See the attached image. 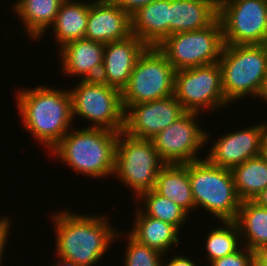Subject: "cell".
I'll return each mask as SVG.
<instances>
[{
    "label": "cell",
    "instance_id": "13",
    "mask_svg": "<svg viewBox=\"0 0 267 266\" xmlns=\"http://www.w3.org/2000/svg\"><path fill=\"white\" fill-rule=\"evenodd\" d=\"M187 111L174 95L139 104L125 110L124 132L140 139H152Z\"/></svg>",
    "mask_w": 267,
    "mask_h": 266
},
{
    "label": "cell",
    "instance_id": "19",
    "mask_svg": "<svg viewBox=\"0 0 267 266\" xmlns=\"http://www.w3.org/2000/svg\"><path fill=\"white\" fill-rule=\"evenodd\" d=\"M132 35L148 47H157L169 36V0H155L131 15Z\"/></svg>",
    "mask_w": 267,
    "mask_h": 266
},
{
    "label": "cell",
    "instance_id": "16",
    "mask_svg": "<svg viewBox=\"0 0 267 266\" xmlns=\"http://www.w3.org/2000/svg\"><path fill=\"white\" fill-rule=\"evenodd\" d=\"M147 47L134 35L105 44L103 68L98 80L122 91L129 81L139 56Z\"/></svg>",
    "mask_w": 267,
    "mask_h": 266
},
{
    "label": "cell",
    "instance_id": "22",
    "mask_svg": "<svg viewBox=\"0 0 267 266\" xmlns=\"http://www.w3.org/2000/svg\"><path fill=\"white\" fill-rule=\"evenodd\" d=\"M88 2L85 3L84 0L62 2L52 27H49L53 28L59 49L71 41L85 38L91 1Z\"/></svg>",
    "mask_w": 267,
    "mask_h": 266
},
{
    "label": "cell",
    "instance_id": "28",
    "mask_svg": "<svg viewBox=\"0 0 267 266\" xmlns=\"http://www.w3.org/2000/svg\"><path fill=\"white\" fill-rule=\"evenodd\" d=\"M127 234L128 241L126 242L124 253V266H163L162 258H164V254L154 248L139 243L129 233Z\"/></svg>",
    "mask_w": 267,
    "mask_h": 266
},
{
    "label": "cell",
    "instance_id": "32",
    "mask_svg": "<svg viewBox=\"0 0 267 266\" xmlns=\"http://www.w3.org/2000/svg\"><path fill=\"white\" fill-rule=\"evenodd\" d=\"M163 266H198V265L187 256L177 255L175 257H172V259H170L167 264L163 263Z\"/></svg>",
    "mask_w": 267,
    "mask_h": 266
},
{
    "label": "cell",
    "instance_id": "1",
    "mask_svg": "<svg viewBox=\"0 0 267 266\" xmlns=\"http://www.w3.org/2000/svg\"><path fill=\"white\" fill-rule=\"evenodd\" d=\"M56 237V255L81 266H93L102 260L121 233L111 226L109 216L80 215L69 210L52 214Z\"/></svg>",
    "mask_w": 267,
    "mask_h": 266
},
{
    "label": "cell",
    "instance_id": "2",
    "mask_svg": "<svg viewBox=\"0 0 267 266\" xmlns=\"http://www.w3.org/2000/svg\"><path fill=\"white\" fill-rule=\"evenodd\" d=\"M16 97L17 109L25 131L50 152L72 128V107L69 90L45 85L24 88Z\"/></svg>",
    "mask_w": 267,
    "mask_h": 266
},
{
    "label": "cell",
    "instance_id": "12",
    "mask_svg": "<svg viewBox=\"0 0 267 266\" xmlns=\"http://www.w3.org/2000/svg\"><path fill=\"white\" fill-rule=\"evenodd\" d=\"M198 114L186 112L151 139L166 164H186L201 159L197 154L210 135L199 127Z\"/></svg>",
    "mask_w": 267,
    "mask_h": 266
},
{
    "label": "cell",
    "instance_id": "15",
    "mask_svg": "<svg viewBox=\"0 0 267 266\" xmlns=\"http://www.w3.org/2000/svg\"><path fill=\"white\" fill-rule=\"evenodd\" d=\"M132 35L131 16L113 0H93L89 5L85 38L107 44Z\"/></svg>",
    "mask_w": 267,
    "mask_h": 266
},
{
    "label": "cell",
    "instance_id": "14",
    "mask_svg": "<svg viewBox=\"0 0 267 266\" xmlns=\"http://www.w3.org/2000/svg\"><path fill=\"white\" fill-rule=\"evenodd\" d=\"M267 123L235 130L217 138L206 158L218 167L232 170L248 159L264 153V134Z\"/></svg>",
    "mask_w": 267,
    "mask_h": 266
},
{
    "label": "cell",
    "instance_id": "31",
    "mask_svg": "<svg viewBox=\"0 0 267 266\" xmlns=\"http://www.w3.org/2000/svg\"><path fill=\"white\" fill-rule=\"evenodd\" d=\"M113 1L131 16L139 8L146 6L147 4L155 0H113Z\"/></svg>",
    "mask_w": 267,
    "mask_h": 266
},
{
    "label": "cell",
    "instance_id": "26",
    "mask_svg": "<svg viewBox=\"0 0 267 266\" xmlns=\"http://www.w3.org/2000/svg\"><path fill=\"white\" fill-rule=\"evenodd\" d=\"M136 201L143 206L137 204L145 215L170 223L179 230L187 221L188 213L182 207L159 195L154 189L141 193Z\"/></svg>",
    "mask_w": 267,
    "mask_h": 266
},
{
    "label": "cell",
    "instance_id": "4",
    "mask_svg": "<svg viewBox=\"0 0 267 266\" xmlns=\"http://www.w3.org/2000/svg\"><path fill=\"white\" fill-rule=\"evenodd\" d=\"M218 63L229 104L259 96L267 72V44L224 45Z\"/></svg>",
    "mask_w": 267,
    "mask_h": 266
},
{
    "label": "cell",
    "instance_id": "33",
    "mask_svg": "<svg viewBox=\"0 0 267 266\" xmlns=\"http://www.w3.org/2000/svg\"><path fill=\"white\" fill-rule=\"evenodd\" d=\"M250 266H267V254L255 253L251 260Z\"/></svg>",
    "mask_w": 267,
    "mask_h": 266
},
{
    "label": "cell",
    "instance_id": "5",
    "mask_svg": "<svg viewBox=\"0 0 267 266\" xmlns=\"http://www.w3.org/2000/svg\"><path fill=\"white\" fill-rule=\"evenodd\" d=\"M189 180L195 209L202 207L222 221H235L242 200L230 169L212 164L206 157L189 163Z\"/></svg>",
    "mask_w": 267,
    "mask_h": 266
},
{
    "label": "cell",
    "instance_id": "11",
    "mask_svg": "<svg viewBox=\"0 0 267 266\" xmlns=\"http://www.w3.org/2000/svg\"><path fill=\"white\" fill-rule=\"evenodd\" d=\"M174 96L187 112L226 107L219 63L177 70Z\"/></svg>",
    "mask_w": 267,
    "mask_h": 266
},
{
    "label": "cell",
    "instance_id": "34",
    "mask_svg": "<svg viewBox=\"0 0 267 266\" xmlns=\"http://www.w3.org/2000/svg\"><path fill=\"white\" fill-rule=\"evenodd\" d=\"M253 201L267 209V187Z\"/></svg>",
    "mask_w": 267,
    "mask_h": 266
},
{
    "label": "cell",
    "instance_id": "30",
    "mask_svg": "<svg viewBox=\"0 0 267 266\" xmlns=\"http://www.w3.org/2000/svg\"><path fill=\"white\" fill-rule=\"evenodd\" d=\"M11 220L8 217H0V266L2 265V257H3V253L5 250V246H6V242H7V238H9L8 236L10 235V226L11 225Z\"/></svg>",
    "mask_w": 267,
    "mask_h": 266
},
{
    "label": "cell",
    "instance_id": "29",
    "mask_svg": "<svg viewBox=\"0 0 267 266\" xmlns=\"http://www.w3.org/2000/svg\"><path fill=\"white\" fill-rule=\"evenodd\" d=\"M256 252L242 247L236 252L226 255L222 258L216 259L209 263L210 266H250L253 255Z\"/></svg>",
    "mask_w": 267,
    "mask_h": 266
},
{
    "label": "cell",
    "instance_id": "27",
    "mask_svg": "<svg viewBox=\"0 0 267 266\" xmlns=\"http://www.w3.org/2000/svg\"><path fill=\"white\" fill-rule=\"evenodd\" d=\"M223 227L213 228L205 237L207 260L214 261L232 254L241 248L240 231L235 221H222Z\"/></svg>",
    "mask_w": 267,
    "mask_h": 266
},
{
    "label": "cell",
    "instance_id": "3",
    "mask_svg": "<svg viewBox=\"0 0 267 266\" xmlns=\"http://www.w3.org/2000/svg\"><path fill=\"white\" fill-rule=\"evenodd\" d=\"M74 129L69 130L49 154L77 174L102 179L113 176L119 132L93 127Z\"/></svg>",
    "mask_w": 267,
    "mask_h": 266
},
{
    "label": "cell",
    "instance_id": "37",
    "mask_svg": "<svg viewBox=\"0 0 267 266\" xmlns=\"http://www.w3.org/2000/svg\"><path fill=\"white\" fill-rule=\"evenodd\" d=\"M264 154L267 156V127L264 134Z\"/></svg>",
    "mask_w": 267,
    "mask_h": 266
},
{
    "label": "cell",
    "instance_id": "18",
    "mask_svg": "<svg viewBox=\"0 0 267 266\" xmlns=\"http://www.w3.org/2000/svg\"><path fill=\"white\" fill-rule=\"evenodd\" d=\"M217 18L216 0H169V35L206 28Z\"/></svg>",
    "mask_w": 267,
    "mask_h": 266
},
{
    "label": "cell",
    "instance_id": "9",
    "mask_svg": "<svg viewBox=\"0 0 267 266\" xmlns=\"http://www.w3.org/2000/svg\"><path fill=\"white\" fill-rule=\"evenodd\" d=\"M224 46L219 18L206 28L169 35L157 48L174 69L218 63Z\"/></svg>",
    "mask_w": 267,
    "mask_h": 266
},
{
    "label": "cell",
    "instance_id": "25",
    "mask_svg": "<svg viewBox=\"0 0 267 266\" xmlns=\"http://www.w3.org/2000/svg\"><path fill=\"white\" fill-rule=\"evenodd\" d=\"M231 171L242 201L254 200L267 187V156L264 153L246 160Z\"/></svg>",
    "mask_w": 267,
    "mask_h": 266
},
{
    "label": "cell",
    "instance_id": "36",
    "mask_svg": "<svg viewBox=\"0 0 267 266\" xmlns=\"http://www.w3.org/2000/svg\"><path fill=\"white\" fill-rule=\"evenodd\" d=\"M264 99L265 101H267V72H266V78L264 79V83L262 86V89L260 91V94L258 96V99Z\"/></svg>",
    "mask_w": 267,
    "mask_h": 266
},
{
    "label": "cell",
    "instance_id": "20",
    "mask_svg": "<svg viewBox=\"0 0 267 266\" xmlns=\"http://www.w3.org/2000/svg\"><path fill=\"white\" fill-rule=\"evenodd\" d=\"M135 219L129 234L139 243L154 248L166 255L169 249L179 244L180 231L174 225L145 215L136 208ZM179 234V235H178ZM176 246H173V245Z\"/></svg>",
    "mask_w": 267,
    "mask_h": 266
},
{
    "label": "cell",
    "instance_id": "8",
    "mask_svg": "<svg viewBox=\"0 0 267 266\" xmlns=\"http://www.w3.org/2000/svg\"><path fill=\"white\" fill-rule=\"evenodd\" d=\"M175 72L157 47H147L139 56L127 85L121 91L124 110L130 105L174 95Z\"/></svg>",
    "mask_w": 267,
    "mask_h": 266
},
{
    "label": "cell",
    "instance_id": "24",
    "mask_svg": "<svg viewBox=\"0 0 267 266\" xmlns=\"http://www.w3.org/2000/svg\"><path fill=\"white\" fill-rule=\"evenodd\" d=\"M64 0H16L13 11L17 14L28 37L39 39L46 34Z\"/></svg>",
    "mask_w": 267,
    "mask_h": 266
},
{
    "label": "cell",
    "instance_id": "23",
    "mask_svg": "<svg viewBox=\"0 0 267 266\" xmlns=\"http://www.w3.org/2000/svg\"><path fill=\"white\" fill-rule=\"evenodd\" d=\"M154 190L171 199L188 214L195 208L189 180V163L166 164L157 175Z\"/></svg>",
    "mask_w": 267,
    "mask_h": 266
},
{
    "label": "cell",
    "instance_id": "10",
    "mask_svg": "<svg viewBox=\"0 0 267 266\" xmlns=\"http://www.w3.org/2000/svg\"><path fill=\"white\" fill-rule=\"evenodd\" d=\"M224 45L267 44V2L219 0Z\"/></svg>",
    "mask_w": 267,
    "mask_h": 266
},
{
    "label": "cell",
    "instance_id": "35",
    "mask_svg": "<svg viewBox=\"0 0 267 266\" xmlns=\"http://www.w3.org/2000/svg\"><path fill=\"white\" fill-rule=\"evenodd\" d=\"M56 257H58L57 261H55L57 263L55 264L53 263L51 266H81L73 261L63 259L62 257H59V256H56Z\"/></svg>",
    "mask_w": 267,
    "mask_h": 266
},
{
    "label": "cell",
    "instance_id": "7",
    "mask_svg": "<svg viewBox=\"0 0 267 266\" xmlns=\"http://www.w3.org/2000/svg\"><path fill=\"white\" fill-rule=\"evenodd\" d=\"M70 88L72 118L76 115L93 122L88 127L121 132L125 125V110L121 91L96 80H79Z\"/></svg>",
    "mask_w": 267,
    "mask_h": 266
},
{
    "label": "cell",
    "instance_id": "21",
    "mask_svg": "<svg viewBox=\"0 0 267 266\" xmlns=\"http://www.w3.org/2000/svg\"><path fill=\"white\" fill-rule=\"evenodd\" d=\"M235 222L242 245L256 253L267 251V209L253 200L241 202ZM246 239V240H245Z\"/></svg>",
    "mask_w": 267,
    "mask_h": 266
},
{
    "label": "cell",
    "instance_id": "6",
    "mask_svg": "<svg viewBox=\"0 0 267 266\" xmlns=\"http://www.w3.org/2000/svg\"><path fill=\"white\" fill-rule=\"evenodd\" d=\"M166 165L150 139H140L119 132L113 175L130 188L137 198L154 189L159 171Z\"/></svg>",
    "mask_w": 267,
    "mask_h": 266
},
{
    "label": "cell",
    "instance_id": "17",
    "mask_svg": "<svg viewBox=\"0 0 267 266\" xmlns=\"http://www.w3.org/2000/svg\"><path fill=\"white\" fill-rule=\"evenodd\" d=\"M105 44L86 38L71 41L61 47L59 56L65 75L96 80L103 68Z\"/></svg>",
    "mask_w": 267,
    "mask_h": 266
}]
</instances>
